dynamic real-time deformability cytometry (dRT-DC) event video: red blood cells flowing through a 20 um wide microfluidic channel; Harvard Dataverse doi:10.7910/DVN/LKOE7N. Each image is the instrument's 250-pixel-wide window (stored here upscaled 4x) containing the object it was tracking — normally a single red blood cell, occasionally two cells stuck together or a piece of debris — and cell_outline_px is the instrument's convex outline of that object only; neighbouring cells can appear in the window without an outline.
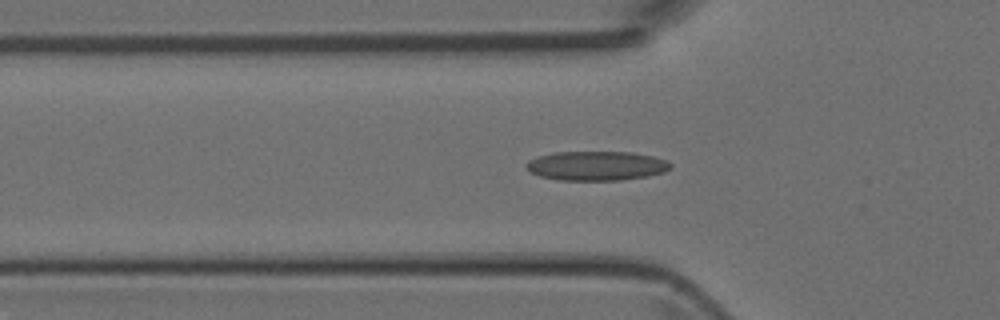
{"species": "Egyptian fruit bat (a non-hibernating species)", "species_latin": "Rousettus aegyptiacus", "temperature_condition": "room temperature", "stored_images_in_passage": 44, "camera_frame_rate_fps": 3000, "um_per_image_px": 0.085, "animal": {"sex": "female"}, "frame": {"image": 1, "passage_image": 16, "time_ms": 5.0, "image_size_px": [1000, 320], "cell_outline_px": [[672, 168], [664, 172], [648, 176], [620, 180], [560, 180], [540, 176], [532, 172], [524, 164], [528, 160], [552, 152], [632, 152], [652, 156], [664, 160], [672, 164]], "centroid_in_image_um": [50.71, 14.09], "position_along_channel_um": 75.1, "area_um2": 24.57}}
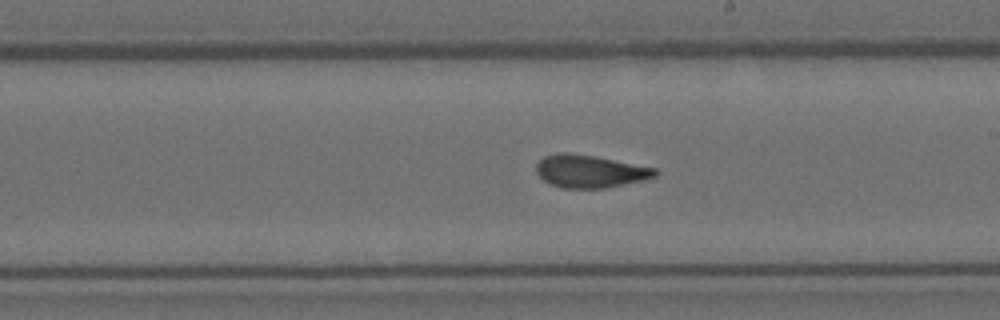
{"frame": {"image": 2, "passage_image": 28, "time_ms": 9.0, "image_size_px": [1000, 320], "cell_outline_px": [[660, 172], [656, 176], [644, 180], [604, 188], [560, 188], [548, 184], [536, 172], [536, 164], [544, 156], [556, 152], [568, 152], [596, 156], [656, 168]], "centroid_in_image_um": [50.13, 14.55], "position_along_channel_um": 238.9, "area_um2": 22.89}}
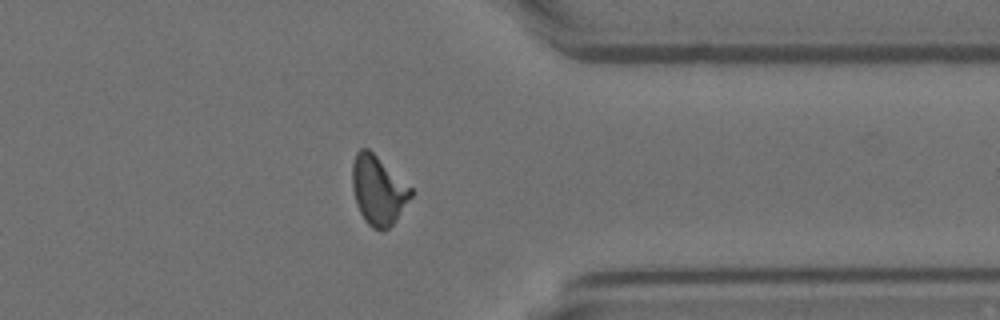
{"frame": {"image": 3, "passage_image": 39, "time_ms": 12.667, "image_size_px": [1000, 320], "cell_outline_px": [[412, 196], [396, 220], [388, 228], [380, 232], [372, 228], [364, 220], [356, 204], [352, 188], [352, 164], [356, 152], [360, 148], [368, 148], [412, 188]], "centroid_in_image_um": [32.13, 16.18], "position_along_channel_um": 379.3, "area_um2": 23.58}}